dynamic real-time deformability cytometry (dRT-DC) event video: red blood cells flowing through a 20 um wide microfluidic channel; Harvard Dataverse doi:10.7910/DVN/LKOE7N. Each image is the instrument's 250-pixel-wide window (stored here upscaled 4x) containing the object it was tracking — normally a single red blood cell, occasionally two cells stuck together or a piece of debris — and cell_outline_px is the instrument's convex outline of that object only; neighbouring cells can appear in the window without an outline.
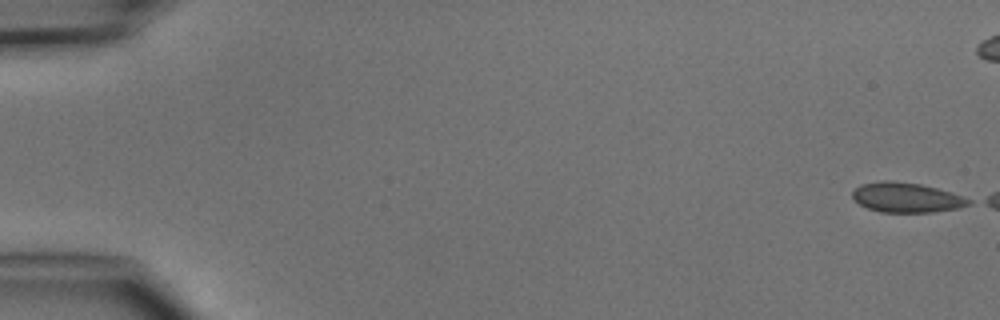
{"species": "common noctule bat (a hibernating species)", "species_latin": "Nyctalus noctula", "temperature_condition": "cold", "stored_images_in_passage": 5, "camera_frame_rate_fps": 3000, "um_per_image_px": 0.085, "animal": {"sex": "male", "body_mass_g": 15.6}, "frame": {"image": 1, "passage_image": 1, "time_ms": 0.0, "image_size_px": [1000, 320], "cell_outline_px": [[972, 204], [956, 208], [932, 212], [880, 212], [868, 208], [860, 204], [852, 196], [852, 192], [860, 184], [884, 180], [892, 180], [920, 184], [952, 192], [972, 200]], "centroid_in_image_um": [77.05, 16.78], "position_along_channel_um": 7.9, "area_um2": 20.11}}